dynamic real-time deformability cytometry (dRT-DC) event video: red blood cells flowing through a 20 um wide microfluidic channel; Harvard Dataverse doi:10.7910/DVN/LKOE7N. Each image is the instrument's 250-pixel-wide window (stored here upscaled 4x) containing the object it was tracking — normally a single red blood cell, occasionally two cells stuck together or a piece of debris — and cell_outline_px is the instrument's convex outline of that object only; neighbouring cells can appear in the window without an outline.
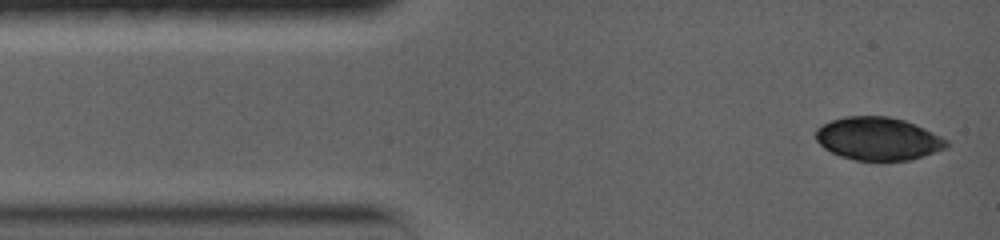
{"species": "common noctule bat (a hibernating species)", "species_latin": "Nyctalus noctula", "temperature_condition": "warm", "stored_images_in_passage": 8, "camera_frame_rate_fps": 5000, "um_per_image_px": 0.085, "animal": {"sex": "female", "body_mass_g": 19.0, "forearm_length_mm": 56.7}, "frame": {"image": 1, "passage_image": 2, "time_ms": 0.2, "image_size_px": [1000, 240], "cell_outline_px": [[952, 144], [944, 148], [908, 160], [856, 160], [840, 156], [824, 148], [816, 140], [816, 128], [832, 120], [844, 116], [888, 116], [904, 120], [924, 128], [948, 140]], "centroid_in_image_um": [74.62, 11.78], "position_along_channel_um": 10.4, "area_um2": 32.43}}